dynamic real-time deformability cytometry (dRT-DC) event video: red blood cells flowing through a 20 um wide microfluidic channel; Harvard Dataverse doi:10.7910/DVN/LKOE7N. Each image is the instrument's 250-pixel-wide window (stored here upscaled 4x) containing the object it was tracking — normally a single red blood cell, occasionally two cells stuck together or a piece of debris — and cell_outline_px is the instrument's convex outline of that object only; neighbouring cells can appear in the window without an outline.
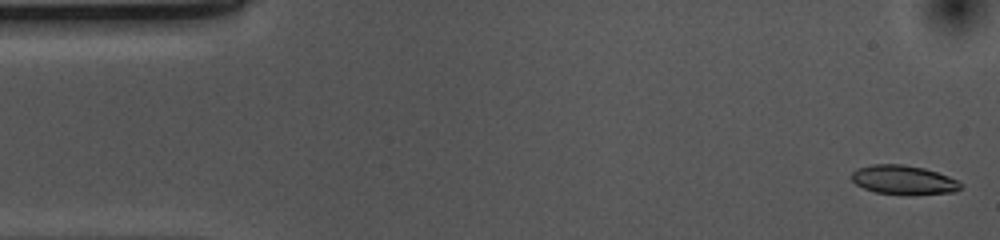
{"species": "common noctule bat (a hibernating species)", "species_latin": "Nyctalus noctula", "temperature_condition": "cold", "stored_images_in_passage": 53, "camera_frame_rate_fps": 3000, "um_per_image_px": 0.085, "animal": {"sex": "female", "body_mass_g": 10.0, "forearm_length_mm": 53.1}, "frame": {"image": 1, "passage_image": 1, "time_ms": 0.0, "image_size_px": [1000, 240], "cell_outline_px": [[960, 188], [956, 192], [908, 196], [876, 192], [864, 188], [856, 184], [852, 180], [852, 172], [856, 168], [872, 164], [900, 164], [924, 168], [960, 180]], "centroid_in_image_um": [76.81, 15.31], "position_along_channel_um": 8.2, "area_um2": 18.79}}
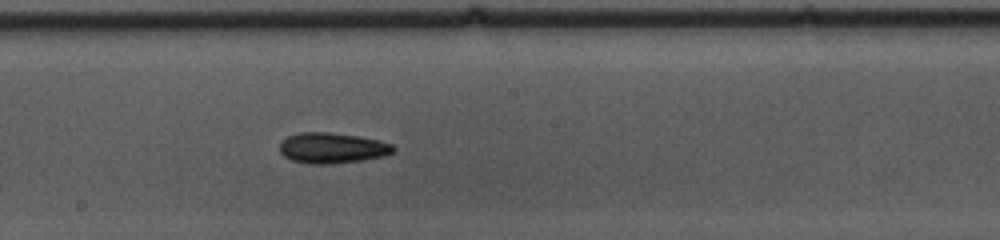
{"frame": {"image": 2, "passage_image": 27, "time_ms": 8.667, "image_size_px": [1000, 240], "cell_outline_px": [[396, 148], [392, 152], [384, 156], [364, 160], [332, 164], [312, 164], [292, 160], [284, 156], [280, 152], [280, 144], [288, 136], [300, 132], [328, 132], [356, 136], [376, 140], [392, 144]], "centroid_in_image_um": [28.23, 12.59], "position_along_channel_um": 220.0, "area_um2": 20.11}}
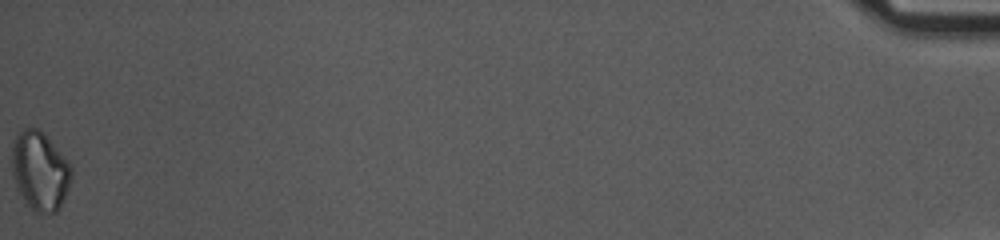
{"frame": {"image": 3, "passage_image": 53, "time_ms": 17.333, "image_size_px": [1000, 240], "cell_outline_px": [[72, 180], [60, 208], [56, 212], [36, 212], [24, 200], [16, 188], [12, 172], [12, 144], [20, 128], [36, 128], [44, 132], [68, 160], [72, 168]], "centroid_in_image_um": [3.4, 14.5], "position_along_channel_um": 431.8, "area_um2": 27.57}, "authors_computed_cell_mechanics": {"area_um2": 19.7098, "velocity_mm_per_s": 3.6792, "shape_relaxation_time_tau1_ms": 8.7662, "shape_relaxation_time_tau2_ms": null, "deformation_change_tau1": 0.1229, "deformation_change_tau2": null}}